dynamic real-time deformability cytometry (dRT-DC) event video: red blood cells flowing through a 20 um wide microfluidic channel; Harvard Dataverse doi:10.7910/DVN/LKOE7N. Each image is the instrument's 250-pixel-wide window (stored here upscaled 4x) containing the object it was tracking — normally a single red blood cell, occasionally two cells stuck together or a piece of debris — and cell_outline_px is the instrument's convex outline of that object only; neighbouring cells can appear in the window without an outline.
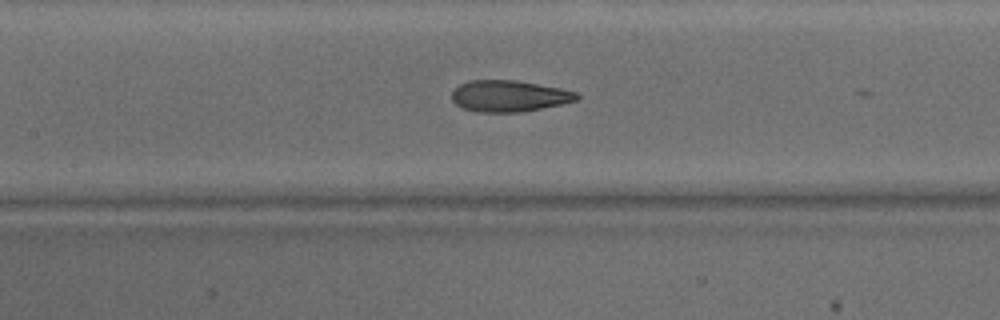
{"species": "common noctule bat (a hibernating species)", "species_latin": "Nyctalus noctula", "temperature_condition": "warm", "stored_images_in_passage": 26, "camera_frame_rate_fps": 3000, "um_per_image_px": 0.085, "animal": {"sex": "male", "body_mass_g": 15.6}, "frame": {"image": 1, "passage_image": 15, "time_ms": 4.667, "image_size_px": [1000, 320], "cell_outline_px": [[580, 96], [576, 100], [560, 104], [520, 112], [476, 112], [464, 108], [456, 104], [452, 100], [452, 92], [460, 84], [472, 80], [512, 80], [560, 88], [576, 92]], "centroid_in_image_um": [43.24, 8.16], "position_along_channel_um": 164.2, "area_um2": 22.48}}
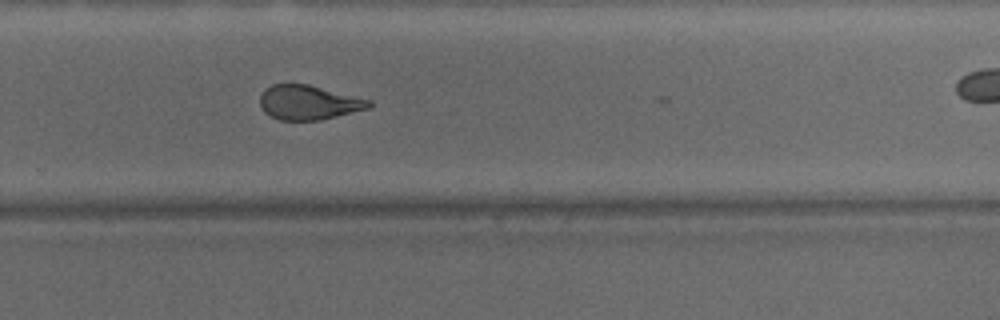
{"frame": {"image": 2, "passage_image": 25, "time_ms": 8.0, "image_size_px": [1000, 320], "cell_outline_px": [[372, 104], [368, 108], [320, 120], [280, 120], [264, 112], [260, 108], [260, 92], [264, 88], [272, 84], [308, 84], [372, 100]], "centroid_in_image_um": [26.19, 8.7], "position_along_channel_um": 303.6, "area_um2": 21.91}}